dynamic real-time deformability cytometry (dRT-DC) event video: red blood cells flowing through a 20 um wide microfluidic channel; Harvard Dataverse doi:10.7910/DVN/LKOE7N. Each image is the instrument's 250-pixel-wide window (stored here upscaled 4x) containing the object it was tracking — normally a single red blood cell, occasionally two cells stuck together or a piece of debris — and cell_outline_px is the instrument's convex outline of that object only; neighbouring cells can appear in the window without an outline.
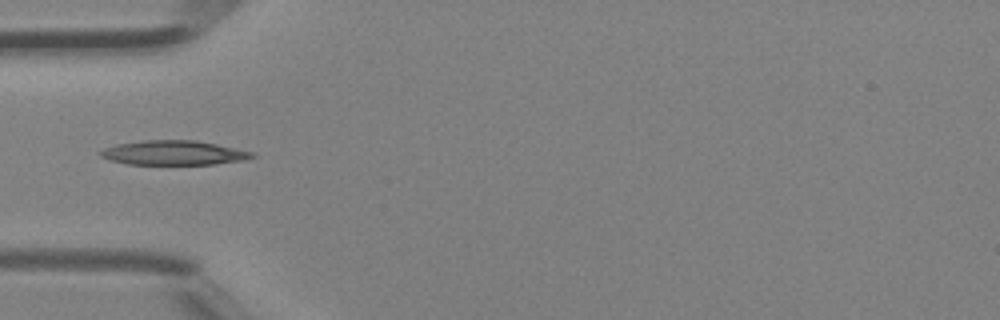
{"species": "Egyptian fruit bat (a non-hibernating species)", "species_latin": "Rousettus aegyptiacus", "temperature_condition": "room temperature", "stored_images_in_passage": 5, "camera_frame_rate_fps": 3000, "um_per_image_px": 0.085, "animal": {"sex": "female"}, "frame": {"image": 1, "passage_image": 4, "time_ms": 1.0, "image_size_px": [1000, 320], "cell_outline_px": [[256, 156], [244, 160], [216, 164], [128, 164], [112, 160], [100, 156], [100, 152], [104, 148], [116, 144], [144, 140], [196, 140], [256, 152]], "centroid_in_image_um": [14.81, 12.98], "position_along_channel_um": 70.2, "area_um2": 21.56}}
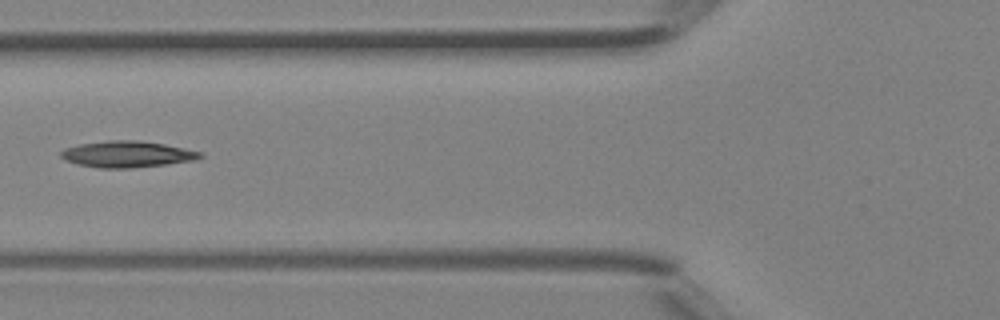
{"frame": {"image": 2, "passage_image": 5, "time_ms": 1.333, "image_size_px": [1000, 320], "cell_outline_px": [[204, 156], [196, 160], [164, 164], [128, 168], [100, 168], [76, 164], [60, 156], [60, 152], [64, 148], [80, 144], [108, 140], [132, 140], [164, 144], [184, 148], [200, 152]], "centroid_in_image_um": [10.79, 13.1], "position_along_channel_um": 115.0, "area_um2": 21.1}}